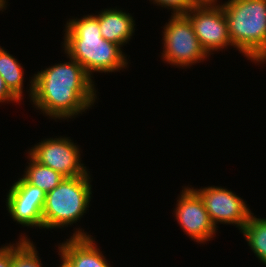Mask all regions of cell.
<instances>
[{"instance_id":"16","label":"cell","mask_w":266,"mask_h":267,"mask_svg":"<svg viewBox=\"0 0 266 267\" xmlns=\"http://www.w3.org/2000/svg\"><path fill=\"white\" fill-rule=\"evenodd\" d=\"M38 251L27 235H21L19 241L12 244L11 267H43Z\"/></svg>"},{"instance_id":"11","label":"cell","mask_w":266,"mask_h":267,"mask_svg":"<svg viewBox=\"0 0 266 267\" xmlns=\"http://www.w3.org/2000/svg\"><path fill=\"white\" fill-rule=\"evenodd\" d=\"M67 241L58 245V255L70 267H111L91 235L76 228Z\"/></svg>"},{"instance_id":"15","label":"cell","mask_w":266,"mask_h":267,"mask_svg":"<svg viewBox=\"0 0 266 267\" xmlns=\"http://www.w3.org/2000/svg\"><path fill=\"white\" fill-rule=\"evenodd\" d=\"M254 213L240 231L255 256L266 266V218H257Z\"/></svg>"},{"instance_id":"5","label":"cell","mask_w":266,"mask_h":267,"mask_svg":"<svg viewBox=\"0 0 266 267\" xmlns=\"http://www.w3.org/2000/svg\"><path fill=\"white\" fill-rule=\"evenodd\" d=\"M162 31V59L171 66L191 67L210 55L199 42L190 20L184 14L171 15Z\"/></svg>"},{"instance_id":"3","label":"cell","mask_w":266,"mask_h":267,"mask_svg":"<svg viewBox=\"0 0 266 267\" xmlns=\"http://www.w3.org/2000/svg\"><path fill=\"white\" fill-rule=\"evenodd\" d=\"M232 45L254 63L266 61V0H228L220 4Z\"/></svg>"},{"instance_id":"8","label":"cell","mask_w":266,"mask_h":267,"mask_svg":"<svg viewBox=\"0 0 266 267\" xmlns=\"http://www.w3.org/2000/svg\"><path fill=\"white\" fill-rule=\"evenodd\" d=\"M203 201L210 220L217 224L236 225L241 231L248 222L251 210L243 199L227 188L208 186L200 189L191 187Z\"/></svg>"},{"instance_id":"12","label":"cell","mask_w":266,"mask_h":267,"mask_svg":"<svg viewBox=\"0 0 266 267\" xmlns=\"http://www.w3.org/2000/svg\"><path fill=\"white\" fill-rule=\"evenodd\" d=\"M98 24L102 37L121 47L130 41L135 32L133 16L126 11L117 10V7L98 12Z\"/></svg>"},{"instance_id":"14","label":"cell","mask_w":266,"mask_h":267,"mask_svg":"<svg viewBox=\"0 0 266 267\" xmlns=\"http://www.w3.org/2000/svg\"><path fill=\"white\" fill-rule=\"evenodd\" d=\"M30 163L25 168L22 177L31 185L38 187L44 192L52 191L65 178L62 174L50 167L44 166L35 161L29 154Z\"/></svg>"},{"instance_id":"18","label":"cell","mask_w":266,"mask_h":267,"mask_svg":"<svg viewBox=\"0 0 266 267\" xmlns=\"http://www.w3.org/2000/svg\"><path fill=\"white\" fill-rule=\"evenodd\" d=\"M21 102L6 86L4 79L0 76V103Z\"/></svg>"},{"instance_id":"22","label":"cell","mask_w":266,"mask_h":267,"mask_svg":"<svg viewBox=\"0 0 266 267\" xmlns=\"http://www.w3.org/2000/svg\"><path fill=\"white\" fill-rule=\"evenodd\" d=\"M201 1H218V0H201Z\"/></svg>"},{"instance_id":"2","label":"cell","mask_w":266,"mask_h":267,"mask_svg":"<svg viewBox=\"0 0 266 267\" xmlns=\"http://www.w3.org/2000/svg\"><path fill=\"white\" fill-rule=\"evenodd\" d=\"M64 31L65 54L76 60L91 79L95 71L110 73L128 68L121 46L102 37L98 15L69 19Z\"/></svg>"},{"instance_id":"10","label":"cell","mask_w":266,"mask_h":267,"mask_svg":"<svg viewBox=\"0 0 266 267\" xmlns=\"http://www.w3.org/2000/svg\"><path fill=\"white\" fill-rule=\"evenodd\" d=\"M6 208L13 221L23 227L43 229V208L46 192L18 178L6 196Z\"/></svg>"},{"instance_id":"6","label":"cell","mask_w":266,"mask_h":267,"mask_svg":"<svg viewBox=\"0 0 266 267\" xmlns=\"http://www.w3.org/2000/svg\"><path fill=\"white\" fill-rule=\"evenodd\" d=\"M219 1H201L184 14L191 22L199 42L205 51H213L233 46L228 33V23Z\"/></svg>"},{"instance_id":"1","label":"cell","mask_w":266,"mask_h":267,"mask_svg":"<svg viewBox=\"0 0 266 267\" xmlns=\"http://www.w3.org/2000/svg\"><path fill=\"white\" fill-rule=\"evenodd\" d=\"M67 57L68 62L38 71L29 84L31 103L54 120L75 118L97 99L94 81L76 60Z\"/></svg>"},{"instance_id":"19","label":"cell","mask_w":266,"mask_h":267,"mask_svg":"<svg viewBox=\"0 0 266 267\" xmlns=\"http://www.w3.org/2000/svg\"><path fill=\"white\" fill-rule=\"evenodd\" d=\"M12 263V244L7 243L0 247V267H11Z\"/></svg>"},{"instance_id":"17","label":"cell","mask_w":266,"mask_h":267,"mask_svg":"<svg viewBox=\"0 0 266 267\" xmlns=\"http://www.w3.org/2000/svg\"><path fill=\"white\" fill-rule=\"evenodd\" d=\"M157 6L171 9L173 15L186 14L193 7L197 6L201 0H150Z\"/></svg>"},{"instance_id":"20","label":"cell","mask_w":266,"mask_h":267,"mask_svg":"<svg viewBox=\"0 0 266 267\" xmlns=\"http://www.w3.org/2000/svg\"><path fill=\"white\" fill-rule=\"evenodd\" d=\"M7 1L6 0H0V11H3L6 9Z\"/></svg>"},{"instance_id":"4","label":"cell","mask_w":266,"mask_h":267,"mask_svg":"<svg viewBox=\"0 0 266 267\" xmlns=\"http://www.w3.org/2000/svg\"><path fill=\"white\" fill-rule=\"evenodd\" d=\"M90 177V171L81 176L65 177L58 186L46 193L43 208L44 229L68 227L81 220L91 201Z\"/></svg>"},{"instance_id":"21","label":"cell","mask_w":266,"mask_h":267,"mask_svg":"<svg viewBox=\"0 0 266 267\" xmlns=\"http://www.w3.org/2000/svg\"><path fill=\"white\" fill-rule=\"evenodd\" d=\"M60 259L62 262L59 265V267H70L69 264L63 258H60Z\"/></svg>"},{"instance_id":"7","label":"cell","mask_w":266,"mask_h":267,"mask_svg":"<svg viewBox=\"0 0 266 267\" xmlns=\"http://www.w3.org/2000/svg\"><path fill=\"white\" fill-rule=\"evenodd\" d=\"M28 154L38 163L50 167L64 177H76L88 172L81 163L80 148L69 137L47 138L29 149Z\"/></svg>"},{"instance_id":"9","label":"cell","mask_w":266,"mask_h":267,"mask_svg":"<svg viewBox=\"0 0 266 267\" xmlns=\"http://www.w3.org/2000/svg\"><path fill=\"white\" fill-rule=\"evenodd\" d=\"M174 212L180 228L192 240L204 244L215 237L213 235L217 229L211 222L203 201L191 187H183Z\"/></svg>"},{"instance_id":"13","label":"cell","mask_w":266,"mask_h":267,"mask_svg":"<svg viewBox=\"0 0 266 267\" xmlns=\"http://www.w3.org/2000/svg\"><path fill=\"white\" fill-rule=\"evenodd\" d=\"M0 76L9 90L21 101L24 96V70L21 63L8 51L0 47Z\"/></svg>"}]
</instances>
